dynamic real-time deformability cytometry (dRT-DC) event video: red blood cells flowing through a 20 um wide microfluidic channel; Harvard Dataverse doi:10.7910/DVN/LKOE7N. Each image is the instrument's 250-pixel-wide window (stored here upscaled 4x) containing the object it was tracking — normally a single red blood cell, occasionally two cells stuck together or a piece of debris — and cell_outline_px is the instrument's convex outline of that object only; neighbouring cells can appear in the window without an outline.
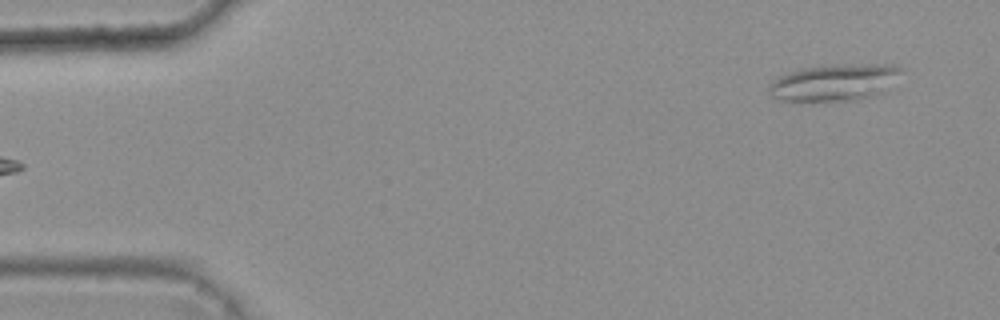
{"species": "common noctule bat (a hibernating species)", "species_latin": "Nyctalus noctula", "temperature_condition": "warm", "stored_images_in_passage": 3, "camera_frame_rate_fps": 3000, "um_per_image_px": 0.085, "animal": {"sex": "female", "body_mass_g": 25.1}, "frame": {"image": 1, "passage_image": 3, "time_ms": 0.667, "image_size_px": [1000, 320], "cell_outline_px": [[904, 68], [884, 92], [872, 96], [856, 100], [776, 100], [768, 92], [768, 84], [776, 76], [800, 68], [836, 64], [896, 64]], "centroid_in_image_um": [70.9, 6.98], "position_along_channel_um": 14.1, "area_um2": 28.55}}